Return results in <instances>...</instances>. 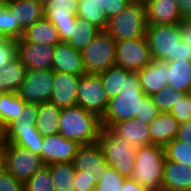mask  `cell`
<instances>
[{
    "label": "cell",
    "mask_w": 191,
    "mask_h": 191,
    "mask_svg": "<svg viewBox=\"0 0 191 191\" xmlns=\"http://www.w3.org/2000/svg\"><path fill=\"white\" fill-rule=\"evenodd\" d=\"M101 118L80 106L62 109L59 134L80 145L98 142L102 131Z\"/></svg>",
    "instance_id": "1"
},
{
    "label": "cell",
    "mask_w": 191,
    "mask_h": 191,
    "mask_svg": "<svg viewBox=\"0 0 191 191\" xmlns=\"http://www.w3.org/2000/svg\"><path fill=\"white\" fill-rule=\"evenodd\" d=\"M146 97L141 88L137 72L127 76L121 93L108 101V107L101 118L102 127L109 129L113 124L140 116L141 101Z\"/></svg>",
    "instance_id": "2"
},
{
    "label": "cell",
    "mask_w": 191,
    "mask_h": 191,
    "mask_svg": "<svg viewBox=\"0 0 191 191\" xmlns=\"http://www.w3.org/2000/svg\"><path fill=\"white\" fill-rule=\"evenodd\" d=\"M165 159L164 148L160 145L137 148L135 167L129 178L148 191L161 189Z\"/></svg>",
    "instance_id": "3"
},
{
    "label": "cell",
    "mask_w": 191,
    "mask_h": 191,
    "mask_svg": "<svg viewBox=\"0 0 191 191\" xmlns=\"http://www.w3.org/2000/svg\"><path fill=\"white\" fill-rule=\"evenodd\" d=\"M147 28L145 5L131 2L108 20L105 31L117 42L145 37Z\"/></svg>",
    "instance_id": "4"
},
{
    "label": "cell",
    "mask_w": 191,
    "mask_h": 191,
    "mask_svg": "<svg viewBox=\"0 0 191 191\" xmlns=\"http://www.w3.org/2000/svg\"><path fill=\"white\" fill-rule=\"evenodd\" d=\"M109 167L129 178L135 167L137 147L103 128L98 139Z\"/></svg>",
    "instance_id": "5"
},
{
    "label": "cell",
    "mask_w": 191,
    "mask_h": 191,
    "mask_svg": "<svg viewBox=\"0 0 191 191\" xmlns=\"http://www.w3.org/2000/svg\"><path fill=\"white\" fill-rule=\"evenodd\" d=\"M152 59L171 62L177 60L182 40V23L148 26L145 34Z\"/></svg>",
    "instance_id": "6"
},
{
    "label": "cell",
    "mask_w": 191,
    "mask_h": 191,
    "mask_svg": "<svg viewBox=\"0 0 191 191\" xmlns=\"http://www.w3.org/2000/svg\"><path fill=\"white\" fill-rule=\"evenodd\" d=\"M81 54L86 74L98 75L116 65V42L101 30Z\"/></svg>",
    "instance_id": "7"
},
{
    "label": "cell",
    "mask_w": 191,
    "mask_h": 191,
    "mask_svg": "<svg viewBox=\"0 0 191 191\" xmlns=\"http://www.w3.org/2000/svg\"><path fill=\"white\" fill-rule=\"evenodd\" d=\"M45 164L38 154L13 143L3 152V167L17 180L25 183Z\"/></svg>",
    "instance_id": "8"
},
{
    "label": "cell",
    "mask_w": 191,
    "mask_h": 191,
    "mask_svg": "<svg viewBox=\"0 0 191 191\" xmlns=\"http://www.w3.org/2000/svg\"><path fill=\"white\" fill-rule=\"evenodd\" d=\"M53 85V70L29 69L17 94L26 103L41 104L49 102Z\"/></svg>",
    "instance_id": "9"
},
{
    "label": "cell",
    "mask_w": 191,
    "mask_h": 191,
    "mask_svg": "<svg viewBox=\"0 0 191 191\" xmlns=\"http://www.w3.org/2000/svg\"><path fill=\"white\" fill-rule=\"evenodd\" d=\"M76 105L100 118L108 107V98L99 75L85 74L80 77Z\"/></svg>",
    "instance_id": "10"
},
{
    "label": "cell",
    "mask_w": 191,
    "mask_h": 191,
    "mask_svg": "<svg viewBox=\"0 0 191 191\" xmlns=\"http://www.w3.org/2000/svg\"><path fill=\"white\" fill-rule=\"evenodd\" d=\"M152 60L146 37L116 42V65L138 72Z\"/></svg>",
    "instance_id": "11"
},
{
    "label": "cell",
    "mask_w": 191,
    "mask_h": 191,
    "mask_svg": "<svg viewBox=\"0 0 191 191\" xmlns=\"http://www.w3.org/2000/svg\"><path fill=\"white\" fill-rule=\"evenodd\" d=\"M43 4L44 17L55 25L61 41H67L77 19L78 0H43Z\"/></svg>",
    "instance_id": "12"
},
{
    "label": "cell",
    "mask_w": 191,
    "mask_h": 191,
    "mask_svg": "<svg viewBox=\"0 0 191 191\" xmlns=\"http://www.w3.org/2000/svg\"><path fill=\"white\" fill-rule=\"evenodd\" d=\"M17 57L26 69L52 70L55 46L16 40Z\"/></svg>",
    "instance_id": "13"
},
{
    "label": "cell",
    "mask_w": 191,
    "mask_h": 191,
    "mask_svg": "<svg viewBox=\"0 0 191 191\" xmlns=\"http://www.w3.org/2000/svg\"><path fill=\"white\" fill-rule=\"evenodd\" d=\"M79 147V143L66 139L60 134L44 136L40 157L45 165L52 163H73Z\"/></svg>",
    "instance_id": "14"
},
{
    "label": "cell",
    "mask_w": 191,
    "mask_h": 191,
    "mask_svg": "<svg viewBox=\"0 0 191 191\" xmlns=\"http://www.w3.org/2000/svg\"><path fill=\"white\" fill-rule=\"evenodd\" d=\"M79 75L53 71L54 85L49 102L57 105L60 109L76 106Z\"/></svg>",
    "instance_id": "15"
},
{
    "label": "cell",
    "mask_w": 191,
    "mask_h": 191,
    "mask_svg": "<svg viewBox=\"0 0 191 191\" xmlns=\"http://www.w3.org/2000/svg\"><path fill=\"white\" fill-rule=\"evenodd\" d=\"M6 130L8 143L16 144L29 149L32 153L41 155L43 137L37 131L35 124L16 120L11 122Z\"/></svg>",
    "instance_id": "16"
},
{
    "label": "cell",
    "mask_w": 191,
    "mask_h": 191,
    "mask_svg": "<svg viewBox=\"0 0 191 191\" xmlns=\"http://www.w3.org/2000/svg\"><path fill=\"white\" fill-rule=\"evenodd\" d=\"M168 65L166 61L152 59L151 62L139 70L138 77L143 93L151 96L168 86Z\"/></svg>",
    "instance_id": "17"
},
{
    "label": "cell",
    "mask_w": 191,
    "mask_h": 191,
    "mask_svg": "<svg viewBox=\"0 0 191 191\" xmlns=\"http://www.w3.org/2000/svg\"><path fill=\"white\" fill-rule=\"evenodd\" d=\"M52 70L79 76L86 74L81 52L66 41H61L55 46Z\"/></svg>",
    "instance_id": "18"
},
{
    "label": "cell",
    "mask_w": 191,
    "mask_h": 191,
    "mask_svg": "<svg viewBox=\"0 0 191 191\" xmlns=\"http://www.w3.org/2000/svg\"><path fill=\"white\" fill-rule=\"evenodd\" d=\"M15 19L24 30L44 18L43 0H3Z\"/></svg>",
    "instance_id": "19"
},
{
    "label": "cell",
    "mask_w": 191,
    "mask_h": 191,
    "mask_svg": "<svg viewBox=\"0 0 191 191\" xmlns=\"http://www.w3.org/2000/svg\"><path fill=\"white\" fill-rule=\"evenodd\" d=\"M144 5L148 26L183 23L179 5L174 0H149Z\"/></svg>",
    "instance_id": "20"
},
{
    "label": "cell",
    "mask_w": 191,
    "mask_h": 191,
    "mask_svg": "<svg viewBox=\"0 0 191 191\" xmlns=\"http://www.w3.org/2000/svg\"><path fill=\"white\" fill-rule=\"evenodd\" d=\"M148 125L135 118L115 123L109 130L119 138L139 148L141 146L151 145Z\"/></svg>",
    "instance_id": "21"
},
{
    "label": "cell",
    "mask_w": 191,
    "mask_h": 191,
    "mask_svg": "<svg viewBox=\"0 0 191 191\" xmlns=\"http://www.w3.org/2000/svg\"><path fill=\"white\" fill-rule=\"evenodd\" d=\"M161 189L191 191V167L165 159Z\"/></svg>",
    "instance_id": "22"
},
{
    "label": "cell",
    "mask_w": 191,
    "mask_h": 191,
    "mask_svg": "<svg viewBox=\"0 0 191 191\" xmlns=\"http://www.w3.org/2000/svg\"><path fill=\"white\" fill-rule=\"evenodd\" d=\"M73 165L76 170H86L91 173L105 171L109 167L98 142L80 145L74 157Z\"/></svg>",
    "instance_id": "23"
},
{
    "label": "cell",
    "mask_w": 191,
    "mask_h": 191,
    "mask_svg": "<svg viewBox=\"0 0 191 191\" xmlns=\"http://www.w3.org/2000/svg\"><path fill=\"white\" fill-rule=\"evenodd\" d=\"M148 126L151 144L164 147L176 138L179 123L171 112H160Z\"/></svg>",
    "instance_id": "24"
},
{
    "label": "cell",
    "mask_w": 191,
    "mask_h": 191,
    "mask_svg": "<svg viewBox=\"0 0 191 191\" xmlns=\"http://www.w3.org/2000/svg\"><path fill=\"white\" fill-rule=\"evenodd\" d=\"M22 39L30 43L56 46L61 42L55 25L45 17L28 26L23 33Z\"/></svg>",
    "instance_id": "25"
},
{
    "label": "cell",
    "mask_w": 191,
    "mask_h": 191,
    "mask_svg": "<svg viewBox=\"0 0 191 191\" xmlns=\"http://www.w3.org/2000/svg\"><path fill=\"white\" fill-rule=\"evenodd\" d=\"M26 67L18 57L0 69V93H17L26 75Z\"/></svg>",
    "instance_id": "26"
},
{
    "label": "cell",
    "mask_w": 191,
    "mask_h": 191,
    "mask_svg": "<svg viewBox=\"0 0 191 191\" xmlns=\"http://www.w3.org/2000/svg\"><path fill=\"white\" fill-rule=\"evenodd\" d=\"M62 109L51 102L38 104L36 129L42 137L59 134V118Z\"/></svg>",
    "instance_id": "27"
},
{
    "label": "cell",
    "mask_w": 191,
    "mask_h": 191,
    "mask_svg": "<svg viewBox=\"0 0 191 191\" xmlns=\"http://www.w3.org/2000/svg\"><path fill=\"white\" fill-rule=\"evenodd\" d=\"M100 31L96 25L77 18L72 23L71 37L66 42L75 50L82 52Z\"/></svg>",
    "instance_id": "28"
},
{
    "label": "cell",
    "mask_w": 191,
    "mask_h": 191,
    "mask_svg": "<svg viewBox=\"0 0 191 191\" xmlns=\"http://www.w3.org/2000/svg\"><path fill=\"white\" fill-rule=\"evenodd\" d=\"M168 87L188 94L191 89V61L167 62Z\"/></svg>",
    "instance_id": "29"
},
{
    "label": "cell",
    "mask_w": 191,
    "mask_h": 191,
    "mask_svg": "<svg viewBox=\"0 0 191 191\" xmlns=\"http://www.w3.org/2000/svg\"><path fill=\"white\" fill-rule=\"evenodd\" d=\"M105 0H78L77 18L84 19L101 30H105L108 19L104 13Z\"/></svg>",
    "instance_id": "30"
},
{
    "label": "cell",
    "mask_w": 191,
    "mask_h": 191,
    "mask_svg": "<svg viewBox=\"0 0 191 191\" xmlns=\"http://www.w3.org/2000/svg\"><path fill=\"white\" fill-rule=\"evenodd\" d=\"M131 73L118 65L111 66L105 72L98 74L103 84L108 100L121 93L127 76Z\"/></svg>",
    "instance_id": "31"
},
{
    "label": "cell",
    "mask_w": 191,
    "mask_h": 191,
    "mask_svg": "<svg viewBox=\"0 0 191 191\" xmlns=\"http://www.w3.org/2000/svg\"><path fill=\"white\" fill-rule=\"evenodd\" d=\"M48 166L55 191H76L74 188L76 169L73 163H52Z\"/></svg>",
    "instance_id": "32"
},
{
    "label": "cell",
    "mask_w": 191,
    "mask_h": 191,
    "mask_svg": "<svg viewBox=\"0 0 191 191\" xmlns=\"http://www.w3.org/2000/svg\"><path fill=\"white\" fill-rule=\"evenodd\" d=\"M25 104L17 93H0V121L7 127L11 122L19 120Z\"/></svg>",
    "instance_id": "33"
},
{
    "label": "cell",
    "mask_w": 191,
    "mask_h": 191,
    "mask_svg": "<svg viewBox=\"0 0 191 191\" xmlns=\"http://www.w3.org/2000/svg\"><path fill=\"white\" fill-rule=\"evenodd\" d=\"M165 158L191 167V144L174 138L164 147Z\"/></svg>",
    "instance_id": "34"
},
{
    "label": "cell",
    "mask_w": 191,
    "mask_h": 191,
    "mask_svg": "<svg viewBox=\"0 0 191 191\" xmlns=\"http://www.w3.org/2000/svg\"><path fill=\"white\" fill-rule=\"evenodd\" d=\"M0 32L15 41L22 38L24 33V29L15 24V19L3 0L0 1Z\"/></svg>",
    "instance_id": "35"
},
{
    "label": "cell",
    "mask_w": 191,
    "mask_h": 191,
    "mask_svg": "<svg viewBox=\"0 0 191 191\" xmlns=\"http://www.w3.org/2000/svg\"><path fill=\"white\" fill-rule=\"evenodd\" d=\"M97 177L95 191H121L125 180V177L111 167L105 171H99Z\"/></svg>",
    "instance_id": "36"
},
{
    "label": "cell",
    "mask_w": 191,
    "mask_h": 191,
    "mask_svg": "<svg viewBox=\"0 0 191 191\" xmlns=\"http://www.w3.org/2000/svg\"><path fill=\"white\" fill-rule=\"evenodd\" d=\"M185 93L175 91L171 87H166L162 91L151 95L153 103L156 105L159 112H171L174 105L180 100Z\"/></svg>",
    "instance_id": "37"
},
{
    "label": "cell",
    "mask_w": 191,
    "mask_h": 191,
    "mask_svg": "<svg viewBox=\"0 0 191 191\" xmlns=\"http://www.w3.org/2000/svg\"><path fill=\"white\" fill-rule=\"evenodd\" d=\"M25 191H55L48 165H44L25 182Z\"/></svg>",
    "instance_id": "38"
},
{
    "label": "cell",
    "mask_w": 191,
    "mask_h": 191,
    "mask_svg": "<svg viewBox=\"0 0 191 191\" xmlns=\"http://www.w3.org/2000/svg\"><path fill=\"white\" fill-rule=\"evenodd\" d=\"M98 172L91 173L86 170H76L74 188L76 191H90L98 183Z\"/></svg>",
    "instance_id": "39"
},
{
    "label": "cell",
    "mask_w": 191,
    "mask_h": 191,
    "mask_svg": "<svg viewBox=\"0 0 191 191\" xmlns=\"http://www.w3.org/2000/svg\"><path fill=\"white\" fill-rule=\"evenodd\" d=\"M171 113L179 124L191 121V98L188 94L178 100Z\"/></svg>",
    "instance_id": "40"
},
{
    "label": "cell",
    "mask_w": 191,
    "mask_h": 191,
    "mask_svg": "<svg viewBox=\"0 0 191 191\" xmlns=\"http://www.w3.org/2000/svg\"><path fill=\"white\" fill-rule=\"evenodd\" d=\"M0 191H25V183L15 179L2 166L0 168Z\"/></svg>",
    "instance_id": "41"
},
{
    "label": "cell",
    "mask_w": 191,
    "mask_h": 191,
    "mask_svg": "<svg viewBox=\"0 0 191 191\" xmlns=\"http://www.w3.org/2000/svg\"><path fill=\"white\" fill-rule=\"evenodd\" d=\"M159 113L160 112L157 109L156 105L153 103L151 97L146 96L141 101L140 116H136V119L149 124L152 120H154L158 116Z\"/></svg>",
    "instance_id": "42"
},
{
    "label": "cell",
    "mask_w": 191,
    "mask_h": 191,
    "mask_svg": "<svg viewBox=\"0 0 191 191\" xmlns=\"http://www.w3.org/2000/svg\"><path fill=\"white\" fill-rule=\"evenodd\" d=\"M17 57L16 41L9 39L4 45H0V69Z\"/></svg>",
    "instance_id": "43"
},
{
    "label": "cell",
    "mask_w": 191,
    "mask_h": 191,
    "mask_svg": "<svg viewBox=\"0 0 191 191\" xmlns=\"http://www.w3.org/2000/svg\"><path fill=\"white\" fill-rule=\"evenodd\" d=\"M131 2L129 0H105L104 1V13L109 20L113 16L119 14L125 9Z\"/></svg>",
    "instance_id": "44"
},
{
    "label": "cell",
    "mask_w": 191,
    "mask_h": 191,
    "mask_svg": "<svg viewBox=\"0 0 191 191\" xmlns=\"http://www.w3.org/2000/svg\"><path fill=\"white\" fill-rule=\"evenodd\" d=\"M37 114H38V104L26 103L24 108L21 110L19 120L30 122L31 124L36 125Z\"/></svg>",
    "instance_id": "45"
},
{
    "label": "cell",
    "mask_w": 191,
    "mask_h": 191,
    "mask_svg": "<svg viewBox=\"0 0 191 191\" xmlns=\"http://www.w3.org/2000/svg\"><path fill=\"white\" fill-rule=\"evenodd\" d=\"M179 61H191V47L183 38L178 45L177 60L171 62Z\"/></svg>",
    "instance_id": "46"
},
{
    "label": "cell",
    "mask_w": 191,
    "mask_h": 191,
    "mask_svg": "<svg viewBox=\"0 0 191 191\" xmlns=\"http://www.w3.org/2000/svg\"><path fill=\"white\" fill-rule=\"evenodd\" d=\"M176 139L191 144V121L179 124Z\"/></svg>",
    "instance_id": "47"
},
{
    "label": "cell",
    "mask_w": 191,
    "mask_h": 191,
    "mask_svg": "<svg viewBox=\"0 0 191 191\" xmlns=\"http://www.w3.org/2000/svg\"><path fill=\"white\" fill-rule=\"evenodd\" d=\"M121 191H148L141 184H138L135 180L125 178Z\"/></svg>",
    "instance_id": "48"
},
{
    "label": "cell",
    "mask_w": 191,
    "mask_h": 191,
    "mask_svg": "<svg viewBox=\"0 0 191 191\" xmlns=\"http://www.w3.org/2000/svg\"><path fill=\"white\" fill-rule=\"evenodd\" d=\"M182 38L191 47V18L183 21L182 23Z\"/></svg>",
    "instance_id": "49"
},
{
    "label": "cell",
    "mask_w": 191,
    "mask_h": 191,
    "mask_svg": "<svg viewBox=\"0 0 191 191\" xmlns=\"http://www.w3.org/2000/svg\"><path fill=\"white\" fill-rule=\"evenodd\" d=\"M179 9L183 21L191 18V0H184V2L179 5Z\"/></svg>",
    "instance_id": "50"
},
{
    "label": "cell",
    "mask_w": 191,
    "mask_h": 191,
    "mask_svg": "<svg viewBox=\"0 0 191 191\" xmlns=\"http://www.w3.org/2000/svg\"><path fill=\"white\" fill-rule=\"evenodd\" d=\"M8 145L6 125L0 121V152H4Z\"/></svg>",
    "instance_id": "51"
},
{
    "label": "cell",
    "mask_w": 191,
    "mask_h": 191,
    "mask_svg": "<svg viewBox=\"0 0 191 191\" xmlns=\"http://www.w3.org/2000/svg\"><path fill=\"white\" fill-rule=\"evenodd\" d=\"M10 38L0 32V45H4Z\"/></svg>",
    "instance_id": "52"
},
{
    "label": "cell",
    "mask_w": 191,
    "mask_h": 191,
    "mask_svg": "<svg viewBox=\"0 0 191 191\" xmlns=\"http://www.w3.org/2000/svg\"><path fill=\"white\" fill-rule=\"evenodd\" d=\"M130 2H134V3H147L149 0H129Z\"/></svg>",
    "instance_id": "53"
},
{
    "label": "cell",
    "mask_w": 191,
    "mask_h": 191,
    "mask_svg": "<svg viewBox=\"0 0 191 191\" xmlns=\"http://www.w3.org/2000/svg\"><path fill=\"white\" fill-rule=\"evenodd\" d=\"M3 166V152H0V168Z\"/></svg>",
    "instance_id": "54"
},
{
    "label": "cell",
    "mask_w": 191,
    "mask_h": 191,
    "mask_svg": "<svg viewBox=\"0 0 191 191\" xmlns=\"http://www.w3.org/2000/svg\"><path fill=\"white\" fill-rule=\"evenodd\" d=\"M176 2V4L180 5L182 2H184V0H174Z\"/></svg>",
    "instance_id": "55"
},
{
    "label": "cell",
    "mask_w": 191,
    "mask_h": 191,
    "mask_svg": "<svg viewBox=\"0 0 191 191\" xmlns=\"http://www.w3.org/2000/svg\"><path fill=\"white\" fill-rule=\"evenodd\" d=\"M151 191H166V190H163V189H156V190H151Z\"/></svg>",
    "instance_id": "56"
},
{
    "label": "cell",
    "mask_w": 191,
    "mask_h": 191,
    "mask_svg": "<svg viewBox=\"0 0 191 191\" xmlns=\"http://www.w3.org/2000/svg\"><path fill=\"white\" fill-rule=\"evenodd\" d=\"M188 95L191 98V89L189 90Z\"/></svg>",
    "instance_id": "57"
}]
</instances>
